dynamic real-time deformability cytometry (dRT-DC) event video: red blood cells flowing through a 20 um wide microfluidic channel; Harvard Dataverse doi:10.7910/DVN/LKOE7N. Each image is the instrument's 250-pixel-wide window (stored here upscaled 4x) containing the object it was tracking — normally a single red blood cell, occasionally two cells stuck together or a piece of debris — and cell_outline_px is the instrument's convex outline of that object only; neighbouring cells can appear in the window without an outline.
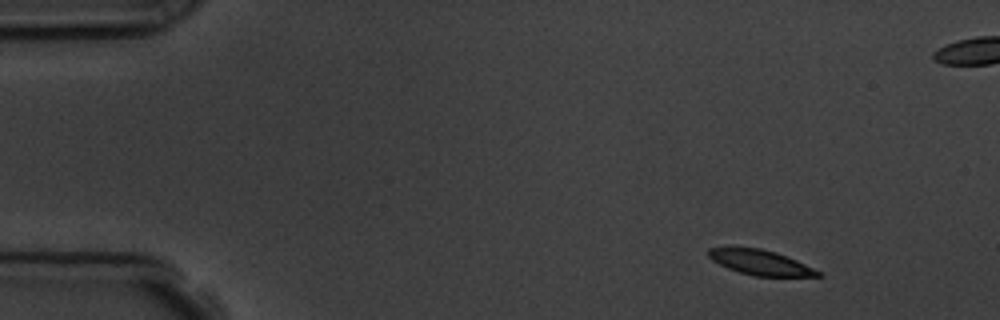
{"species": "common noctule bat (a hibernating species)", "species_latin": "Nyctalus noctula", "temperature_condition": "room temperature", "stored_images_in_passage": 3, "camera_frame_rate_fps": 3000, "um_per_image_px": 0.085, "animal": {"sex": "male", "body_mass_g": 19.5, "forearm_length_mm": 54.6}, "frame": {"image": 1, "passage_image": 1, "time_ms": 0.0, "image_size_px": [1000, 320], "cell_outline_px": [[824, 276], [756, 276], [740, 272], [728, 268], [712, 260], [708, 256], [708, 248], [760, 248], [776, 252], [796, 260], [824, 272]], "centroid_in_image_um": [64.7, 22.32], "position_along_channel_um": 20.3, "area_um2": 15.78}}